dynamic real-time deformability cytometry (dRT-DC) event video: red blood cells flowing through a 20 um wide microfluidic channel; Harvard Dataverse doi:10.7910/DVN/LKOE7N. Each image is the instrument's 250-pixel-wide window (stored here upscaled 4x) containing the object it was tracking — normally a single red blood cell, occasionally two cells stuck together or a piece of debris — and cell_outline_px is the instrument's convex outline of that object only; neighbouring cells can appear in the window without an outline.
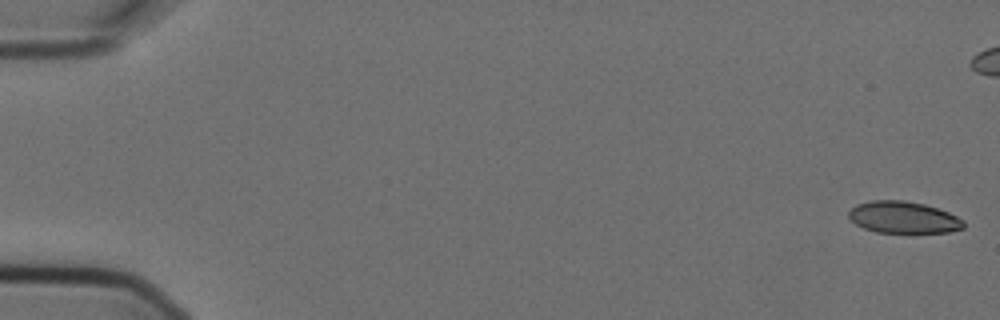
{"species": "Egyptian fruit bat (a non-hibernating species)", "species_latin": "Rousettus aegyptiacus", "temperature_condition": "cold", "stored_images_in_passage": 3, "camera_frame_rate_fps": 3000, "um_per_image_px": 0.085, "animal": {"sex": "female"}, "frame": {"image": 1, "passage_image": 1, "time_ms": 0.0, "image_size_px": [1000, 320], "cell_outline_px": [[964, 228], [948, 232], [876, 232], [864, 228], [856, 224], [848, 216], [848, 212], [856, 204], [872, 200], [904, 200], [924, 204], [948, 212], [964, 220]], "centroid_in_image_um": [76.78, 18.47], "position_along_channel_um": 8.2, "area_um2": 21.15}}